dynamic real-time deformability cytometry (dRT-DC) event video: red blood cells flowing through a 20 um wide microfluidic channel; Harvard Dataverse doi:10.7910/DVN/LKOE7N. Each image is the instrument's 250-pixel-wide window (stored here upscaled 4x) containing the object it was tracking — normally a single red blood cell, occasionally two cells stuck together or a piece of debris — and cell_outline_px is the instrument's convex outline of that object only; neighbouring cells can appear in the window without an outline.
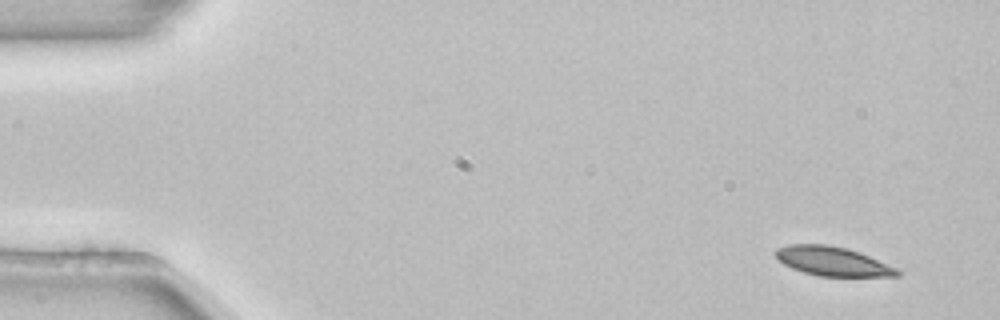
{"species": "common noctule bat (a hibernating species)", "species_latin": "Nyctalus noctula", "temperature_condition": "room temperature", "stored_images_in_passage": 4, "camera_frame_rate_fps": 3000, "um_per_image_px": 0.085, "animal": {"sex": "female", "body_mass_g": 22.7, "forearm_length_mm": 54.2}, "frame": {"image": 1, "passage_image": 1, "time_ms": 0.0, "image_size_px": [1000, 320], "cell_outline_px": [[900, 276], [820, 276], [804, 272], [792, 268], [784, 264], [772, 252], [776, 248], [788, 244], [828, 244], [860, 252], [896, 268], [900, 272]], "centroid_in_image_um": [70.73, 22.2], "position_along_channel_um": 14.3, "area_um2": 20.52}}
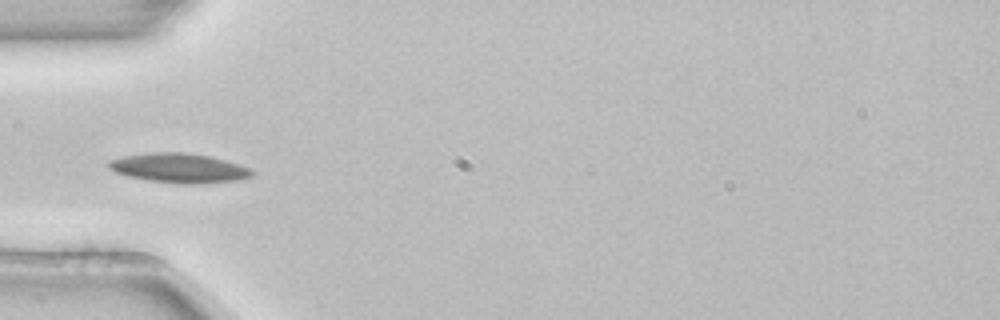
{"frame": {"image": 2, "passage_image": 4, "time_ms": 1.0, "image_size_px": [1000, 320], "cell_outline_px": [[256, 172], [252, 176], [236, 180], [188, 184], [180, 184], [148, 180], [128, 176], [116, 172], [108, 168], [108, 160], [124, 156], [148, 152], [188, 152], [208, 156], [240, 164]], "centroid_in_image_um": [15.19, 14.27], "position_along_channel_um": 69.8, "area_um2": 24.51}}